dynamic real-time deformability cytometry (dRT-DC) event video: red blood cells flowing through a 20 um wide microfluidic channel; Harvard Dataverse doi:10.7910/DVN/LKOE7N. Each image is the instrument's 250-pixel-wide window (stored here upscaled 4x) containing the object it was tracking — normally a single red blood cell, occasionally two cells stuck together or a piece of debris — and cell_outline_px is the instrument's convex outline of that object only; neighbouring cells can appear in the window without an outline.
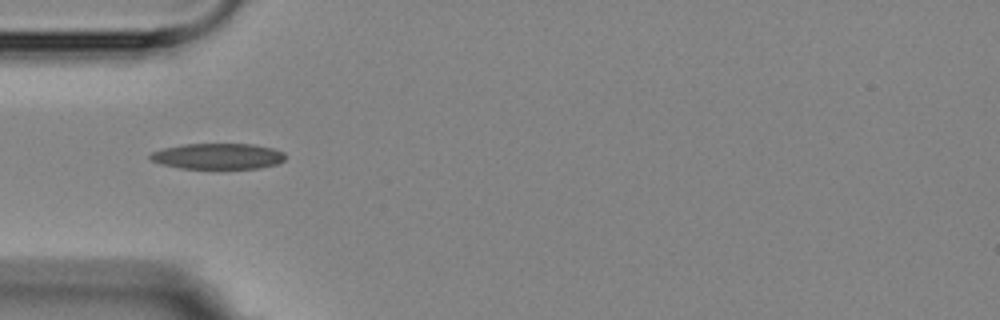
{"species": "Egyptian fruit bat (a non-hibernating species)", "species_latin": "Rousettus aegyptiacus", "temperature_condition": "room temperature", "stored_images_in_passage": 2, "camera_frame_rate_fps": 3000, "um_per_image_px": 0.085, "animal": {"sex": "female"}, "frame": {"image": 1, "passage_image": 1, "time_ms": 0.0, "image_size_px": [1000, 320], "cell_outline_px": [[284, 160], [276, 164], [260, 168], [180, 168], [160, 164], [152, 160], [148, 156], [152, 152], [164, 148], [184, 144], [252, 144], [272, 148], [284, 152]], "centroid_in_image_um": [18.51, 13.28], "position_along_channel_um": 66.5, "area_um2": 20.17}}
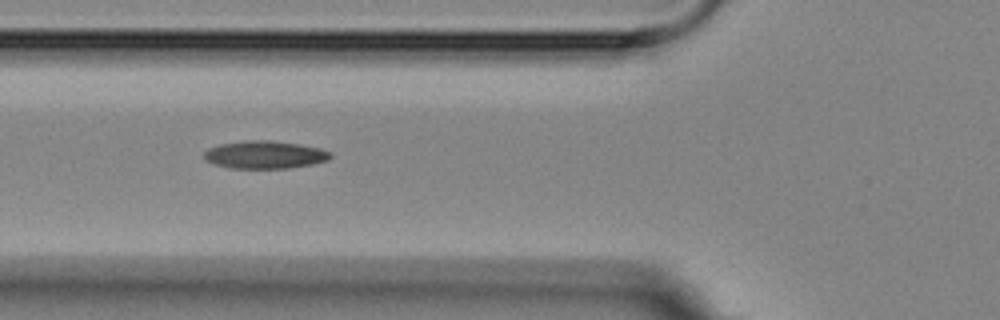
{"frame": {"image": 2, "passage_image": 2, "time_ms": 1.0, "image_size_px": [1000, 320], "cell_outline_px": [[332, 156], [328, 160], [312, 164], [288, 168], [232, 168], [216, 164], [204, 160], [204, 152], [208, 148], [220, 144], [244, 140], [272, 140], [300, 144], [320, 148], [332, 152]], "centroid_in_image_um": [22.52, 13.14], "position_along_channel_um": 103.3, "area_um2": 20.52}}